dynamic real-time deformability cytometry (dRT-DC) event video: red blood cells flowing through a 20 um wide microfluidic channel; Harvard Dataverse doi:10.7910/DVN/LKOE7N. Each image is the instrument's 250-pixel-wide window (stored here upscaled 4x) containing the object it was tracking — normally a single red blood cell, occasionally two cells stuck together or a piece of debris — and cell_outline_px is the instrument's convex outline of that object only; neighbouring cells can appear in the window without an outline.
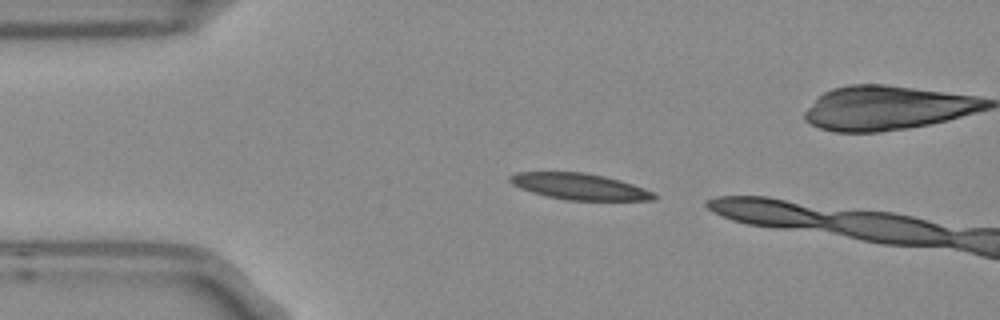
{"species": "Egyptian fruit bat (a non-hibernating species)", "species_latin": "Rousettus aegyptiacus", "temperature_condition": "room temperature", "stored_images_in_passage": 3, "camera_frame_rate_fps": 3000, "um_per_image_px": 0.085, "frame": {"image": 1, "passage_image": 1, "time_ms": 0.0, "image_size_px": [1000, 320], "cell_outline_px": [[656, 200], [568, 200], [548, 196], [532, 192], [520, 188], [512, 184], [508, 180], [508, 176], [516, 172], [584, 172], [604, 176], [620, 180], [656, 192]], "centroid_in_image_um": [49.26, 15.85], "position_along_channel_um": 35.7, "area_um2": 22.02}}